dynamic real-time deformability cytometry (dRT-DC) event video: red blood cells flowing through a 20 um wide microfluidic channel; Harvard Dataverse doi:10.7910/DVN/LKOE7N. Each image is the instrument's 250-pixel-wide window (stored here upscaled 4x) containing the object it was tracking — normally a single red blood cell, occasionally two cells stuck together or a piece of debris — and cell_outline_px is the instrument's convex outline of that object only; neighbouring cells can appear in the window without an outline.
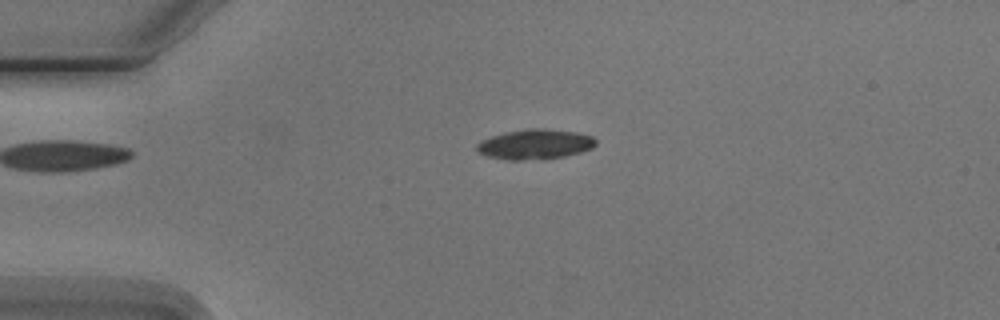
{"species": "Egyptian fruit bat (a non-hibernating species)", "species_latin": "Rousettus aegyptiacus", "temperature_condition": "cold", "stored_images_in_passage": 4, "camera_frame_rate_fps": 3000, "um_per_image_px": 0.085, "animal": {"sex": "male"}, "frame": {"image": 1, "passage_image": 3, "time_ms": 2.333, "image_size_px": [1000, 320], "cell_outline_px": [[596, 144], [592, 148], [580, 152], [564, 156], [544, 160], [508, 160], [488, 156], [476, 152], [476, 144], [492, 136], [504, 132], [528, 128], [544, 128], [576, 132], [592, 136], [596, 140]], "centroid_in_image_um": [45.47, 12.27], "position_along_channel_um": 39.5, "area_um2": 20.98}}